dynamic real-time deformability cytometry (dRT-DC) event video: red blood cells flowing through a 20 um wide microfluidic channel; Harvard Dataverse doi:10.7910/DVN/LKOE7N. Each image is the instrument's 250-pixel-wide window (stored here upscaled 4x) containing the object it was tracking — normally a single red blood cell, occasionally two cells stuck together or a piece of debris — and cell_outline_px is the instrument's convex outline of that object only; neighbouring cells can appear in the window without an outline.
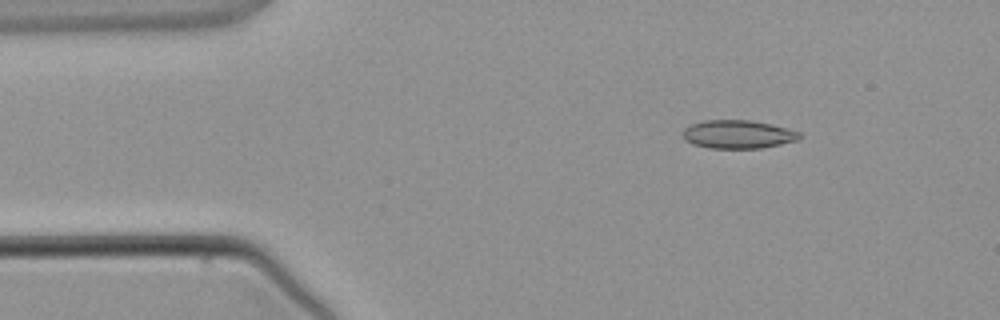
{"species": "common noctule bat (a hibernating species)", "species_latin": "Nyctalus noctula", "temperature_condition": "warm", "stored_images_in_passage": 5, "camera_frame_rate_fps": 3000, "um_per_image_px": 0.085, "animal": {"sex": "male", "body_mass_g": 21.5, "forearm_length_mm": 52.0}, "frame": {"image": 1, "passage_image": 2, "time_ms": 1.333, "image_size_px": [1000, 320], "cell_outline_px": [[800, 140], [764, 148], [708, 148], [692, 144], [684, 140], [680, 132], [684, 128], [692, 124], [704, 120], [752, 120], [772, 124], [788, 128], [800, 132]], "centroid_in_image_um": [62.72, 11.42], "position_along_channel_um": 22.3, "area_um2": 19.65}}
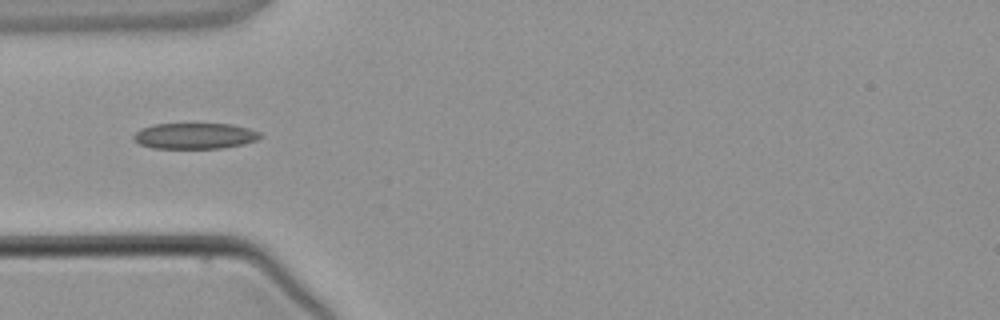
{"frame": {"image": 2, "passage_image": 4, "time_ms": 3.667, "image_size_px": [1000, 320], "cell_outline_px": [[264, 136], [256, 140], [244, 144], [220, 148], [152, 148], [140, 144], [132, 140], [132, 136], [140, 128], [156, 124], [232, 124], [248, 128], [260, 132]], "centroid_in_image_um": [16.55, 11.55], "position_along_channel_um": 68.4, "area_um2": 19.19}}
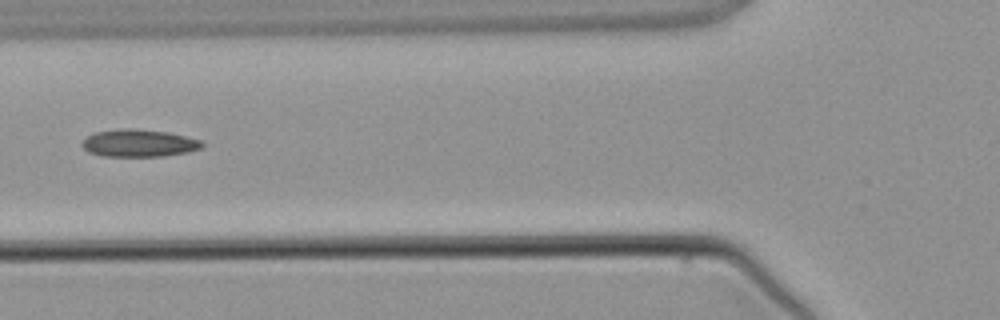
{"frame": {"image": 3, "passage_image": 5, "time_ms": 4.667, "image_size_px": [1000, 320], "cell_outline_px": [[204, 144], [200, 148], [188, 152], [164, 156], [104, 156], [88, 152], [80, 144], [92, 132], [120, 128], [136, 128], [168, 132], [200, 140]], "centroid_in_image_um": [11.77, 12.15], "position_along_channel_um": 114.0, "area_um2": 19.25}}